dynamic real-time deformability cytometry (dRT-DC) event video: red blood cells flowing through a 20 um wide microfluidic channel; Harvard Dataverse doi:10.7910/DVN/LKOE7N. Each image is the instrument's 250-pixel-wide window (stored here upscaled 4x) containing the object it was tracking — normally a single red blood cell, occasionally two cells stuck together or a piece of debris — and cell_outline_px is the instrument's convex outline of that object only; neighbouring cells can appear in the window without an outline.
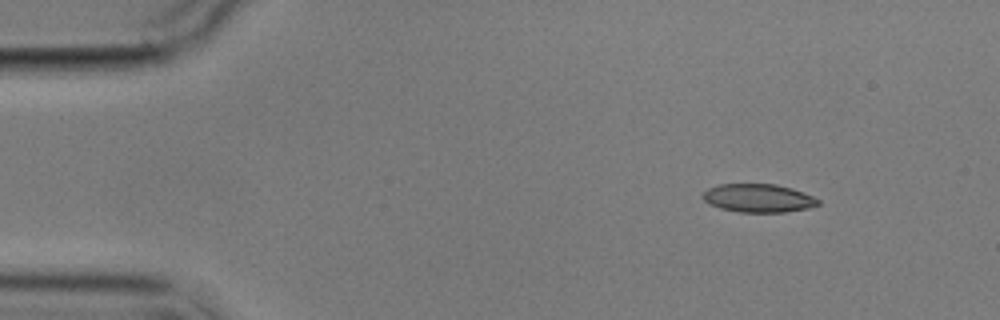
{"species": "common noctule bat (a hibernating species)", "species_latin": "Nyctalus noctula", "temperature_condition": "cold", "stored_images_in_passage": 4, "camera_frame_rate_fps": 3000, "um_per_image_px": 0.085, "animal": {"sex": "male", "body_mass_g": 17.9}, "frame": {"image": 1, "passage_image": 1, "time_ms": 0.0, "image_size_px": [1000, 320], "cell_outline_px": [[820, 204], [808, 208], [784, 212], [740, 212], [720, 208], [704, 200], [700, 196], [708, 188], [720, 184], [776, 184], [792, 188], [812, 196], [820, 200]], "centroid_in_image_um": [64.46, 16.83], "position_along_channel_um": 20.5, "area_um2": 18.96}}
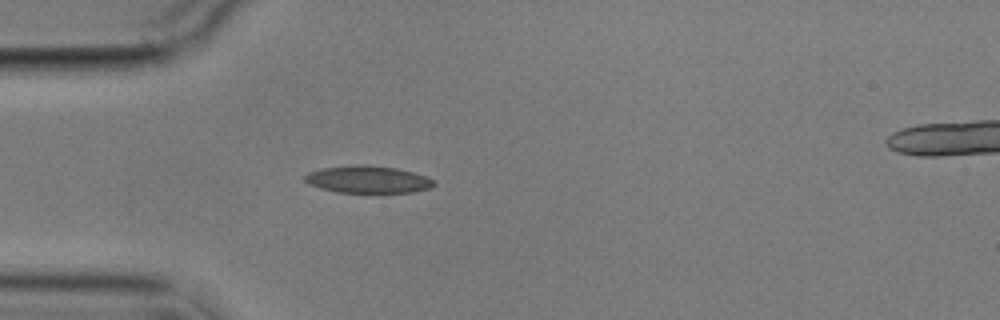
{"frame": {"image": 2, "passage_image": 3, "time_ms": 3.0, "image_size_px": [1000, 320], "cell_outline_px": [[436, 184], [428, 188], [412, 192], [336, 192], [320, 188], [308, 184], [304, 180], [304, 176], [308, 172], [324, 168], [356, 164], [368, 164], [396, 168], [412, 172], [424, 176], [432, 180]], "centroid_in_image_um": [31.22, 15.24], "position_along_channel_um": 53.8, "area_um2": 20.35}}